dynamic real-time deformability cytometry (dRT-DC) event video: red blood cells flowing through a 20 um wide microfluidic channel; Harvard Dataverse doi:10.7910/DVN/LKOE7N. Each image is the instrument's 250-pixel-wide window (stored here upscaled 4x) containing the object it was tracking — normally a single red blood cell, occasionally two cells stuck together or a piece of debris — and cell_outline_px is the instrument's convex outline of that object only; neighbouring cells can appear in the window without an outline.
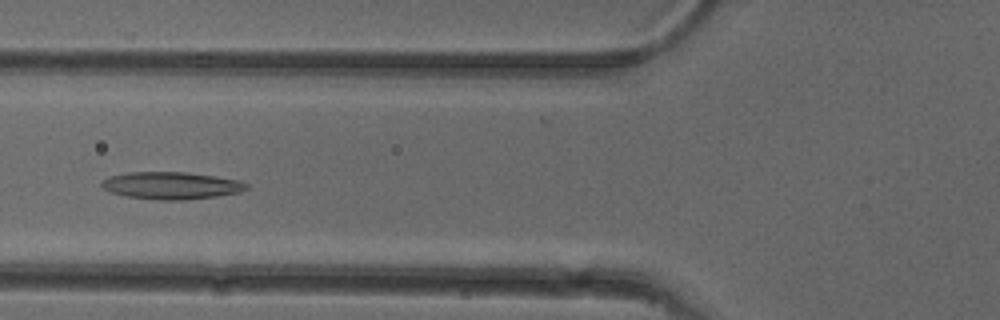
{"species": "common noctule bat (a hibernating species)", "species_latin": "Nyctalus noctula", "temperature_condition": "cold", "stored_images_in_passage": 36, "camera_frame_rate_fps": 3000, "um_per_image_px": 0.085, "animal": {"sex": "female"}, "frame": {"image": 1, "passage_image": 15, "time_ms": 4.667, "image_size_px": [1000, 320], "cell_outline_px": [[248, 188], [240, 192], [216, 196], [184, 200], [156, 200], [128, 196], [108, 192], [100, 184], [108, 176], [128, 172], [184, 172], [216, 176], [240, 180], [248, 184]], "centroid_in_image_um": [14.56, 15.77], "position_along_channel_um": 111.2, "area_um2": 23.06}}
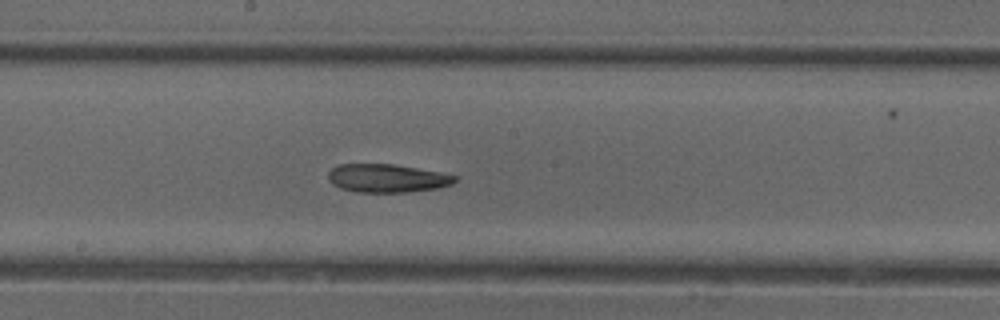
{"frame": {"image": 2, "passage_image": 23, "time_ms": 7.333, "image_size_px": [1000, 320], "cell_outline_px": [[456, 180], [452, 184], [436, 188], [404, 192], [356, 192], [340, 188], [332, 184], [328, 180], [328, 172], [332, 168], [340, 164], [392, 164], [440, 172], [456, 176]], "centroid_in_image_um": [32.85, 15.15], "position_along_channel_um": 215.3, "area_um2": 20.75}}
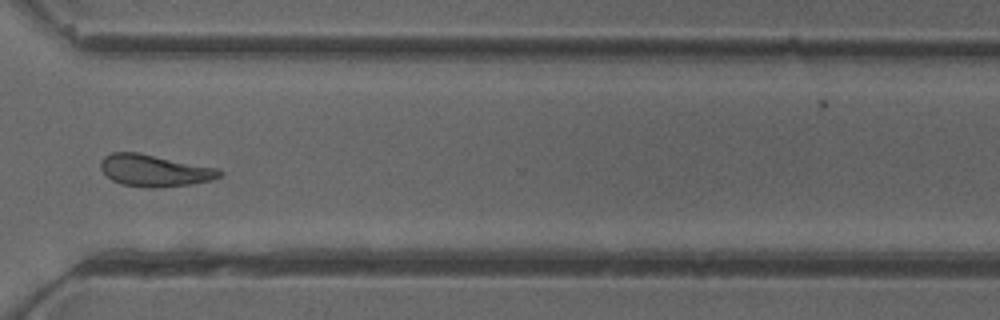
{"frame": {"image": 3, "passage_image": 34, "time_ms": 11.0, "image_size_px": [1000, 320], "cell_outline_px": [[224, 172], [220, 176], [212, 180], [188, 184], [156, 188], [148, 188], [120, 184], [112, 180], [100, 168], [100, 160], [104, 156], [112, 152], [140, 152], [220, 168]], "centroid_in_image_um": [13.14, 14.48], "position_along_channel_um": 357.5, "area_um2": 22.37}, "authors_computed_cell_mechanics": {"area_um2": 22.1085, "velocity_mm_per_s": 3.8853, "shape_relaxation_time_tau1_ms": null, "shape_relaxation_time_tau2_ms": 8.0706, "deformation_change_tau1": null, "deformation_change_tau2": 0.1961}}